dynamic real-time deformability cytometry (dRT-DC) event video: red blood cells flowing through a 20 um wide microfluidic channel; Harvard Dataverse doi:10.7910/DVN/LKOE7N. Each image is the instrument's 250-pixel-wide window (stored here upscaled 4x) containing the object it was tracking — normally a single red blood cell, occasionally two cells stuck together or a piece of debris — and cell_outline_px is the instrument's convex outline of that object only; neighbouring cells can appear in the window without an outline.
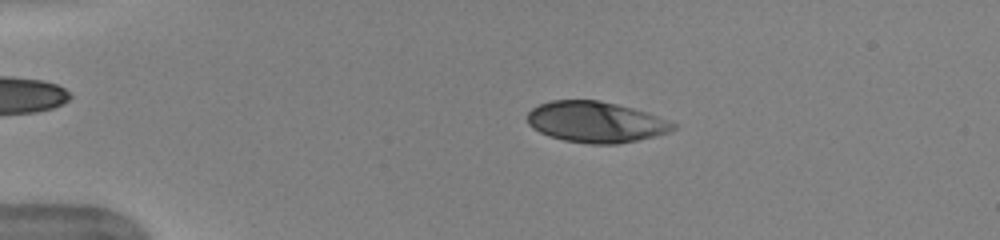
{"species": "human", "species_latin": "Homo sapiens", "temperature_condition": "warm", "stored_images_in_passage": 45, "camera_frame_rate_fps": 3000, "um_per_image_px": 0.085, "donor": {"sex": "female"}, "frame": {"image": 1, "passage_image": 5, "time_ms": 1.333, "image_size_px": [1000, 240], "cell_outline_px": [[676, 128], [668, 132], [636, 140], [616, 144], [588, 144], [564, 140], [548, 136], [532, 128], [528, 124], [528, 112], [532, 108], [540, 104], [552, 100], [600, 100], [632, 108], [644, 112], [676, 124]], "centroid_in_image_um": [50.58, 10.37], "position_along_channel_um": 34.4, "area_um2": 34.39}}
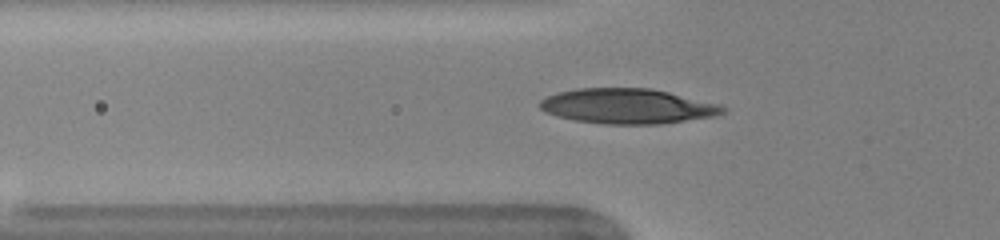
{"frame": {"image": 2, "passage_image": 12, "time_ms": 3.667, "image_size_px": [1000, 240], "cell_outline_px": [[728, 108], [724, 112], [712, 116], [660, 124], [604, 124], [576, 120], [556, 116], [544, 112], [540, 108], [540, 100], [548, 96], [560, 92], [576, 88], [652, 88], [720, 104]], "centroid_in_image_um": [53.33, 9.02], "position_along_channel_um": 72.5, "area_um2": 37.28}}
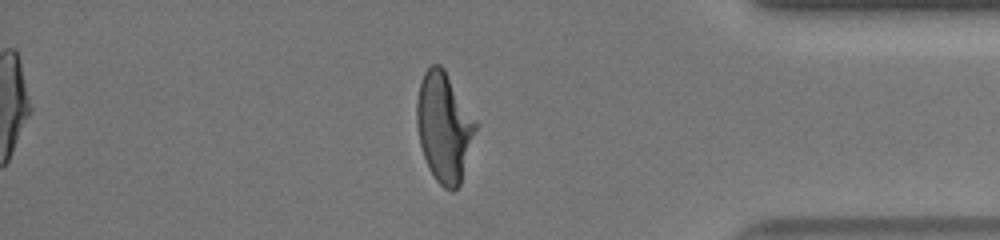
{"frame": {"image": 3, "passage_image": 38, "time_ms": 12.333, "image_size_px": [1000, 240], "cell_outline_px": [[480, 124], [460, 184], [452, 192], [444, 188], [436, 180], [428, 168], [420, 144], [416, 124], [416, 100], [420, 80], [424, 72], [432, 64], [440, 64], [444, 68]], "centroid_in_image_um": [37.77, 10.79], "position_along_channel_um": 397.4, "area_um2": 38.38}, "authors_computed_cell_mechanics": {"area_um2": 36.8764, "velocity_mm_per_s": 3.9956, "shape_relaxation_time_tau1_ms": 4.2213, "shape_relaxation_time_tau2_ms": null, "deformation_change_tau1": 0.1991, "deformation_change_tau2": null}}